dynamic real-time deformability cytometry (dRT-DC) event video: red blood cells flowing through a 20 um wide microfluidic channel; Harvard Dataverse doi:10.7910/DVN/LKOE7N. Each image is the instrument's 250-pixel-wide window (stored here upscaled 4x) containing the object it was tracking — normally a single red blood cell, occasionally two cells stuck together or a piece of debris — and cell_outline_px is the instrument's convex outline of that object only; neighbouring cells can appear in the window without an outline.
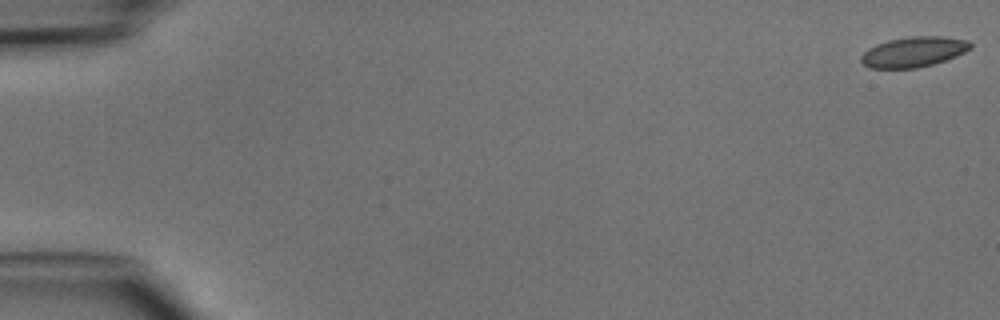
{"species": "common noctule bat (a hibernating species)", "species_latin": "Nyctalus noctula", "temperature_condition": "cold", "stored_images_in_passage": 48, "camera_frame_rate_fps": 3000, "um_per_image_px": 0.085, "animal": {"sex": "male", "body_mass_g": 15.6}, "frame": {"image": 1, "passage_image": 1, "time_ms": 0.0, "image_size_px": [1000, 320], "cell_outline_px": [[972, 48], [956, 56], [932, 64], [916, 68], [868, 68], [860, 60], [860, 56], [868, 48], [876, 44], [888, 40], [908, 36], [944, 36], [968, 40], [972, 44]], "centroid_in_image_um": [77.65, 4.4], "position_along_channel_um": 7.4, "area_um2": 19.36}}
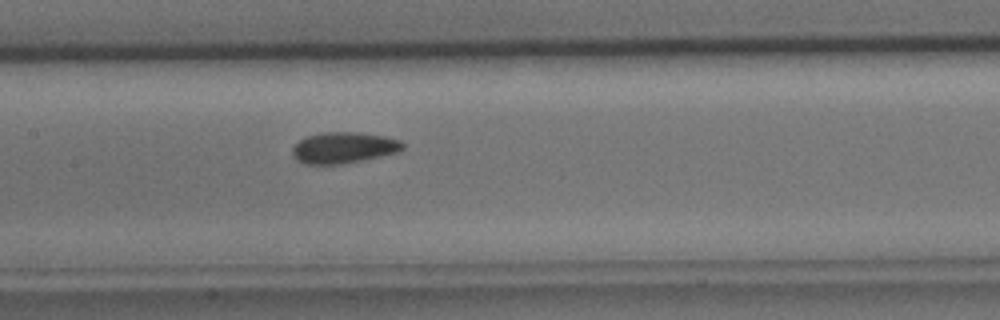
{"frame": {"image": 2, "passage_image": 24, "time_ms": 7.667, "image_size_px": [1000, 320], "cell_outline_px": [[404, 148], [400, 152], [340, 164], [304, 164], [296, 160], [292, 156], [292, 148], [300, 140], [308, 136], [324, 132], [356, 132], [384, 136], [400, 140], [404, 144]], "centroid_in_image_um": [29.21, 12.55], "position_along_channel_um": 178.2, "area_um2": 19.94}}
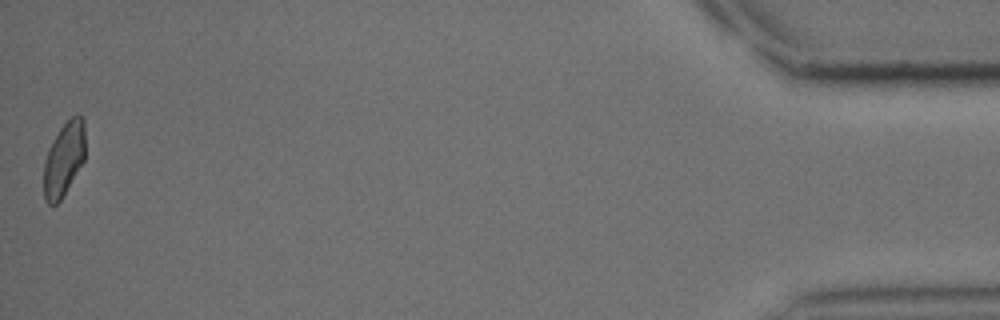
{"frame": {"image": 3, "passage_image": 48, "time_ms": 15.667, "image_size_px": [1000, 320], "cell_outline_px": [[84, 160], [60, 200], [56, 204], [48, 204], [44, 200], [44, 160], [48, 148], [52, 140], [60, 128], [76, 112], [80, 112], [84, 120]], "centroid_in_image_um": [5.42, 13.48], "position_along_channel_um": 429.8, "area_um2": 17.86}}